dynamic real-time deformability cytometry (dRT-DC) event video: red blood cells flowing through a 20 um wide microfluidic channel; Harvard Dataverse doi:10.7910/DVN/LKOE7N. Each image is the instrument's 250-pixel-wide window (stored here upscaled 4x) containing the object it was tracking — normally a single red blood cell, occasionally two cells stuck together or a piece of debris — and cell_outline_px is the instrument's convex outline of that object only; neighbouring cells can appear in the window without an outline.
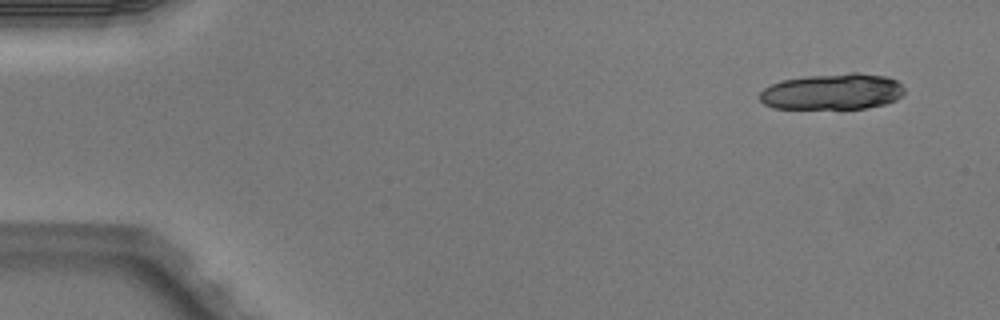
{"species": "Egyptian fruit bat (a non-hibernating species)", "species_latin": "Rousettus aegyptiacus", "temperature_condition": "warm", "stored_images_in_passage": 6, "segment_of_instrument_passage": [1, 2], "camera_frame_rate_fps": 3000, "um_per_image_px": 0.085, "animal": {"sex": "male"}, "frame": {"image": 1, "passage_image": 1, "time_ms": 0.0, "image_size_px": [1000, 320], "cell_outline_px": [[904, 92], [896, 100], [884, 104], [864, 108], [772, 108], [764, 104], [760, 100], [760, 92], [764, 88], [772, 84], [784, 80], [804, 76], [848, 72], [856, 72], [888, 76], [896, 80], [904, 88]], "centroid_in_image_um": [70.77, 7.77], "position_along_channel_um": 14.2, "area_um2": 30.46}}